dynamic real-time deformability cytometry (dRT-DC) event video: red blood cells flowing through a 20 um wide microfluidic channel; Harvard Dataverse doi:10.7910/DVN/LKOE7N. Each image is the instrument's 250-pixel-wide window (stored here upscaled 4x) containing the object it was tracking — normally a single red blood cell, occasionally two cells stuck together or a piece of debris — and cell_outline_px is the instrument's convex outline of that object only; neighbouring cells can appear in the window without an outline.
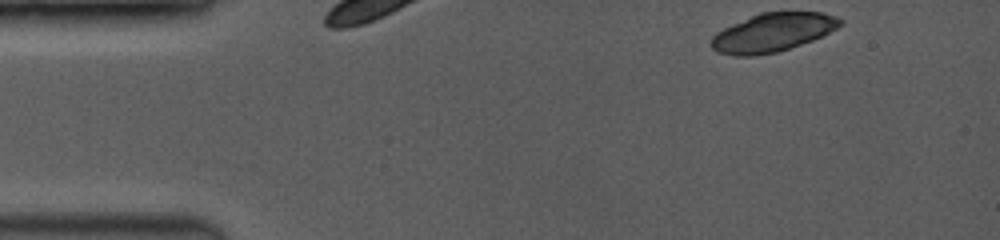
{"species": "common noctule bat (a hibernating species)", "species_latin": "Nyctalus noctula", "temperature_condition": "room temperature", "stored_images_in_passage": 6, "camera_frame_rate_fps": 3500, "um_per_image_px": 0.085, "animal": {"sex": "female", "body_mass_g": 19.0, "forearm_length_mm": 53.3}, "frame": {"image": 1, "passage_image": 1, "time_ms": 0.0, "image_size_px": [1000, 240], "cell_outline_px": [[844, 24], [812, 40], [776, 52], [756, 56], [736, 56], [716, 52], [712, 48], [712, 36], [716, 32], [732, 24], [760, 12], [820, 12], [836, 16], [844, 20]], "centroid_in_image_um": [65.67, 2.76], "position_along_channel_um": 19.3, "area_um2": 28.78}}